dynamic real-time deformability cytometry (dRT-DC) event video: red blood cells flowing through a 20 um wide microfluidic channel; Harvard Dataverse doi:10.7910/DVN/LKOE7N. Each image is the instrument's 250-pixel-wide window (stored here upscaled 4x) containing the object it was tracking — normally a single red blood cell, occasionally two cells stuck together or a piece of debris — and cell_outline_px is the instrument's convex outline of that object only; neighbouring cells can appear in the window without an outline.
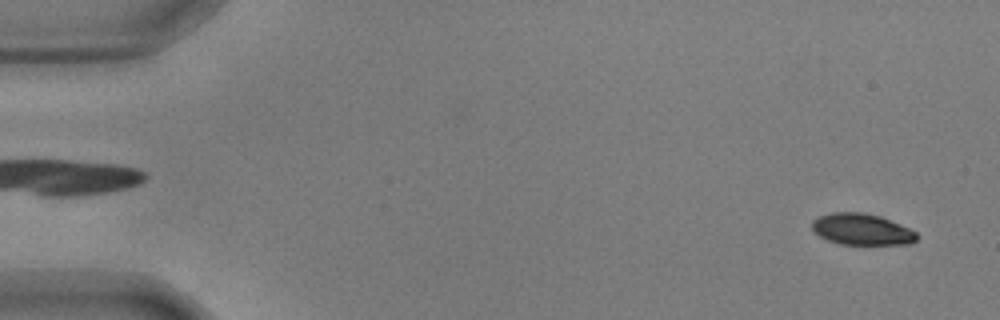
{"species": "common noctule bat (a hibernating species)", "species_latin": "Nyctalus noctula", "temperature_condition": "warm", "stored_images_in_passage": 55, "camera_frame_rate_fps": 3000, "um_per_image_px": 0.085, "animal": {"sex": "male", "body_mass_g": 17.9, "forearm_length_mm": 54.2}, "frame": {"image": 1, "passage_image": 2, "time_ms": 0.333, "image_size_px": [1000, 320], "cell_outline_px": [[920, 236], [916, 240], [908, 244], [840, 244], [828, 240], [820, 236], [812, 228], [812, 220], [820, 216], [832, 212], [864, 212], [880, 216], [900, 224], [916, 232]], "centroid_in_image_um": [73.26, 19.49], "position_along_channel_um": 11.7, "area_um2": 19.07}}
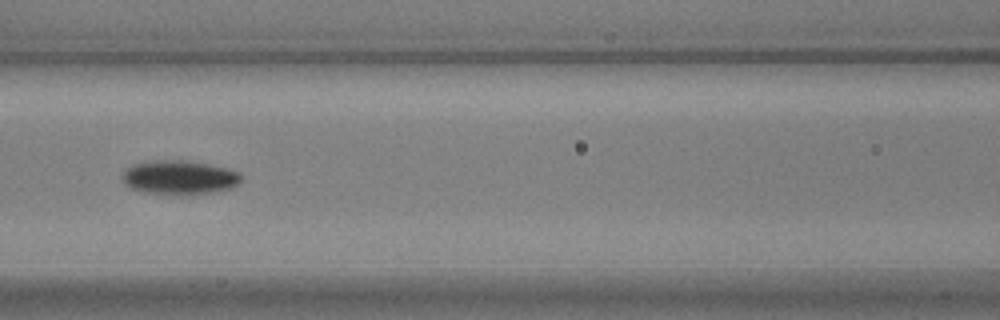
{"frame": {"image": 2, "passage_image": 24, "time_ms": 7.667, "image_size_px": [1000, 320], "cell_outline_px": [[240, 184], [232, 188], [216, 192], [188, 196], [180, 196], [144, 192], [128, 188], [124, 184], [124, 172], [132, 164], [156, 160], [184, 160], [208, 164], [228, 168], [240, 172]], "centroid_in_image_um": [15.28, 15.11], "position_along_channel_um": 151.3, "area_um2": 24.1}}
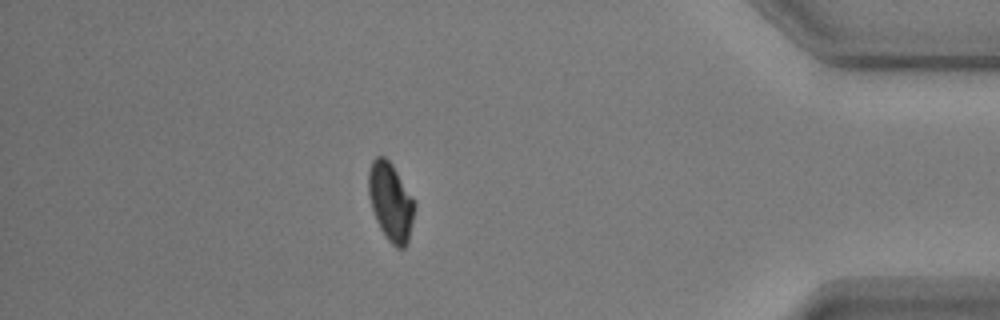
{"frame": {"image": 3, "passage_image": 48, "time_ms": 15.667, "image_size_px": [1000, 320], "cell_outline_px": [[416, 208], [408, 240], [404, 248], [396, 248], [388, 240], [380, 228], [376, 220], [372, 208], [368, 192], [368, 172], [372, 160], [376, 156], [384, 156], [392, 164], [416, 200]], "centroid_in_image_um": [33.23, 17.13], "position_along_channel_um": 402.0, "area_um2": 21.21}, "authors_computed_cell_mechanics": {"area_um2": 21.2126, "velocity_mm_per_s": 3.6254, "shape_relaxation_time_tau1_ms": 2.2309, "shape_relaxation_time_tau2_ms": 4.5125, "deformation_change_tau1": 0.1158, "deformation_change_tau2": 0.0575}}